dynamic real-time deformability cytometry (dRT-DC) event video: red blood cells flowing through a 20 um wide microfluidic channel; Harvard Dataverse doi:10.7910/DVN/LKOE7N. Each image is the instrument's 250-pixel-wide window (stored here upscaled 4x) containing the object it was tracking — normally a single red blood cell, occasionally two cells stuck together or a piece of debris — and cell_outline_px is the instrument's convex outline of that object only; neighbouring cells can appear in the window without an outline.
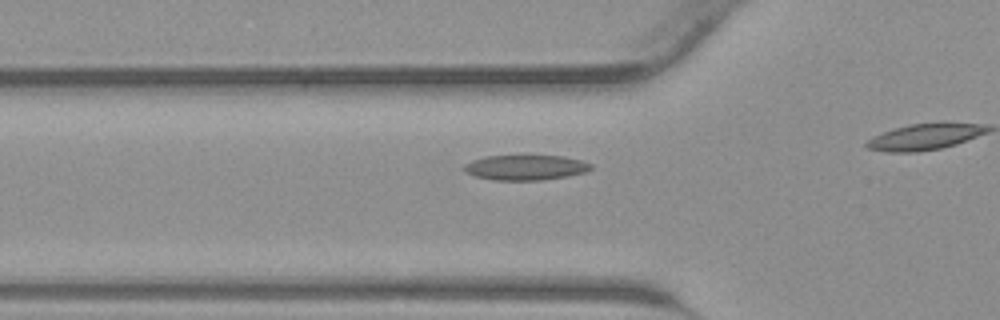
{"species": "common noctule bat (a hibernating species)", "species_latin": "Nyctalus noctula", "temperature_condition": "warm", "stored_images_in_passage": 16, "camera_frame_rate_fps": 3000, "um_per_image_px": 0.085, "animal": {"sex": "male", "body_mass_g": 23.1, "forearm_length_mm": 52.7}, "frame": {"image": 1, "passage_image": 12, "time_ms": 3.667, "image_size_px": [1000, 320], "cell_outline_px": [[592, 168], [584, 172], [568, 176], [540, 180], [492, 180], [476, 176], [464, 172], [464, 164], [472, 160], [484, 156], [564, 156], [580, 160], [592, 164]], "centroid_in_image_um": [44.64, 14.24], "position_along_channel_um": 81.2, "area_um2": 18.5}}